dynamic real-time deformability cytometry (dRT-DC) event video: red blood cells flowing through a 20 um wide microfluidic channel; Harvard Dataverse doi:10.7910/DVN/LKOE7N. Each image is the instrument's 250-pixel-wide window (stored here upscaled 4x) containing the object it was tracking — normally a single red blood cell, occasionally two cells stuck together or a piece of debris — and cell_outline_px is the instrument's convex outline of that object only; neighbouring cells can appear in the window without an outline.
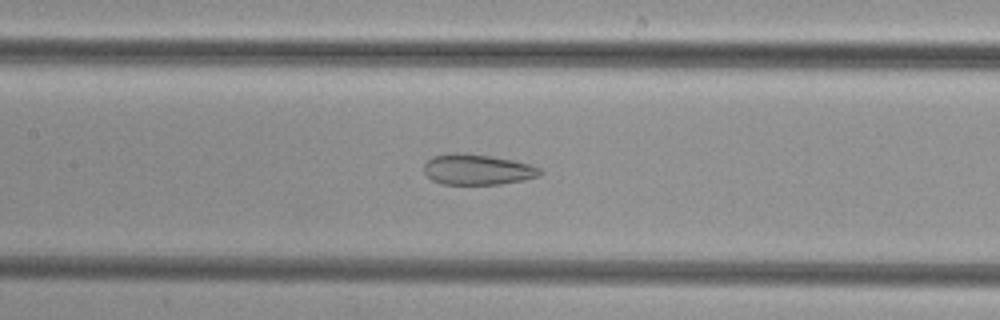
{"species": "common noctule bat (a hibernating species)", "species_latin": "Nyctalus noctula", "temperature_condition": "cold", "stored_images_in_passage": 51, "camera_frame_rate_fps": 3000, "um_per_image_px": 0.085, "animal": {"sex": "female", "body_mass_g": 29.2, "forearm_length_mm": 56.3}, "frame": {"image": 1, "passage_image": 24, "time_ms": 7.667, "image_size_px": [1000, 320], "cell_outline_px": [[544, 172], [540, 176], [524, 180], [500, 184], [440, 184], [432, 180], [424, 172], [424, 164], [432, 156], [488, 156], [512, 160], [532, 164], [540, 168]], "centroid_in_image_um": [40.67, 14.47], "position_along_channel_um": 166.7, "area_um2": 19.94}}
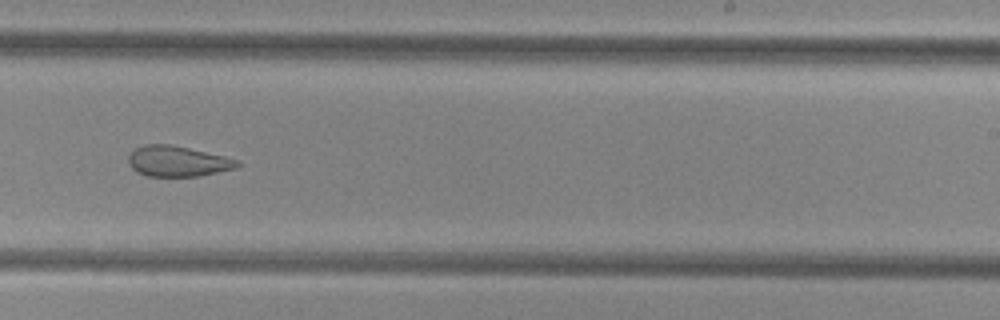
{"frame": {"image": 2, "passage_image": 32, "time_ms": 10.333, "image_size_px": [1000, 320], "cell_outline_px": [[240, 164], [236, 168], [200, 176], [148, 176], [136, 172], [132, 168], [128, 160], [128, 156], [136, 148], [144, 144], [172, 144], [224, 156], [240, 160]], "centroid_in_image_um": [15.11, 13.7], "position_along_channel_um": 273.9, "area_um2": 19.42}}
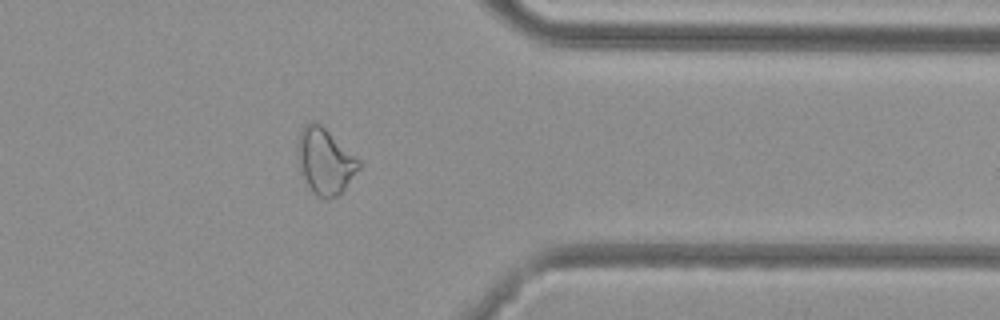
{"frame": {"image": 3, "passage_image": 41, "time_ms": 13.333, "image_size_px": [1000, 320], "cell_outline_px": [[360, 168], [344, 188], [336, 196], [328, 200], [316, 196], [312, 192], [300, 172], [296, 152], [296, 144], [300, 128], [308, 120], [316, 120], [360, 160]], "centroid_in_image_um": [27.57, 13.66], "position_along_channel_um": 383.8, "area_um2": 23.81}}